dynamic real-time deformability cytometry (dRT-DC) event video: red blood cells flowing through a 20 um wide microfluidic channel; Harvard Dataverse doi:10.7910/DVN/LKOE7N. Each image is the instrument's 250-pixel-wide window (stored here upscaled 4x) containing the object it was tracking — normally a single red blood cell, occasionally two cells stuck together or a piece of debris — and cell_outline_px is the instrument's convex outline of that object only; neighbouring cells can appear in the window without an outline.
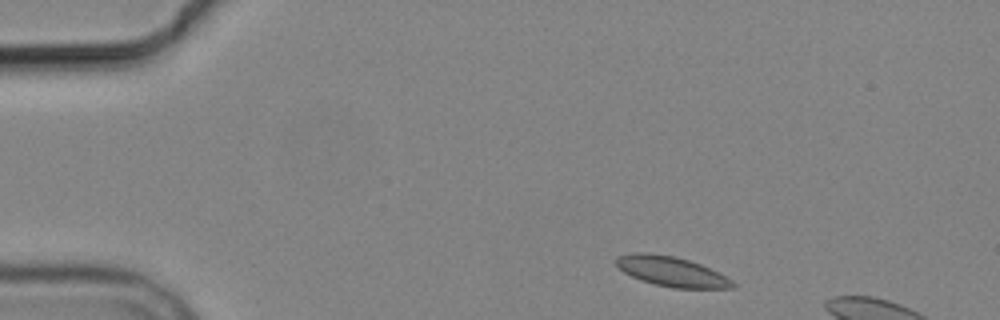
{"species": "common noctule bat (a hibernating species)", "species_latin": "Nyctalus noctula", "temperature_condition": "cold", "stored_images_in_passage": 3, "camera_frame_rate_fps": 3000, "um_per_image_px": 0.085, "animal": {"sex": "male", "body_mass_g": 19.2, "forearm_length_mm": 51.8}, "frame": {"image": 1, "passage_image": 1, "time_ms": 0.0, "image_size_px": [1000, 320], "cell_outline_px": [[736, 288], [672, 288], [640, 280], [624, 272], [616, 264], [616, 256], [636, 252], [644, 252], [676, 256], [700, 264], [732, 280], [736, 284]], "centroid_in_image_um": [57.06, 23.07], "position_along_channel_um": 27.9, "area_um2": 20.11}}